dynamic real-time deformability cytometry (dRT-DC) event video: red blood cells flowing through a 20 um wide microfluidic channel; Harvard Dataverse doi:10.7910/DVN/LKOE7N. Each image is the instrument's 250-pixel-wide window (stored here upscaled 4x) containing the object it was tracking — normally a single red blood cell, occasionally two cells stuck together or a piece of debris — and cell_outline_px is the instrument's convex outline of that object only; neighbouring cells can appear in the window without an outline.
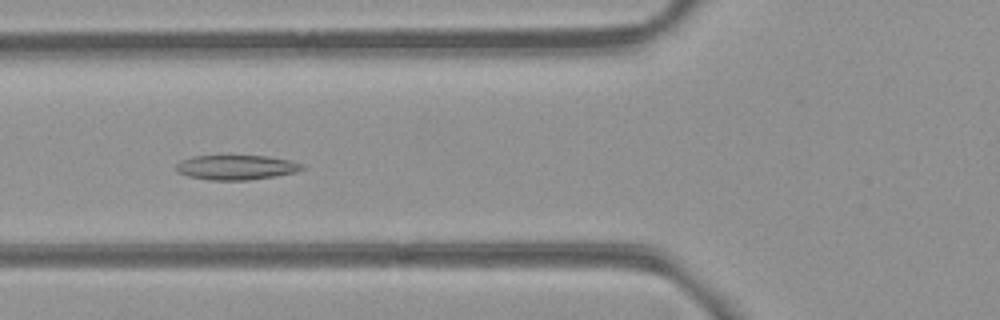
{"species": "common noctule bat (a hibernating species)", "species_latin": "Nyctalus noctula", "temperature_condition": "room temperature", "stored_images_in_passage": 53, "segment_of_instrument_passage": [1, 2], "camera_frame_rate_fps": 3000, "um_per_image_px": 0.085, "animal": {"sex": "female", "body_mass_g": 21.9}, "frame": {"image": 1, "passage_image": 19, "time_ms": 6.0, "image_size_px": [1000, 320], "cell_outline_px": [[308, 168], [296, 172], [276, 176], [248, 180], [208, 180], [188, 176], [176, 172], [176, 164], [180, 160], [192, 156], [268, 156], [288, 160], [304, 164]], "centroid_in_image_um": [20.09, 14.23], "position_along_channel_um": 105.7, "area_um2": 18.32}}
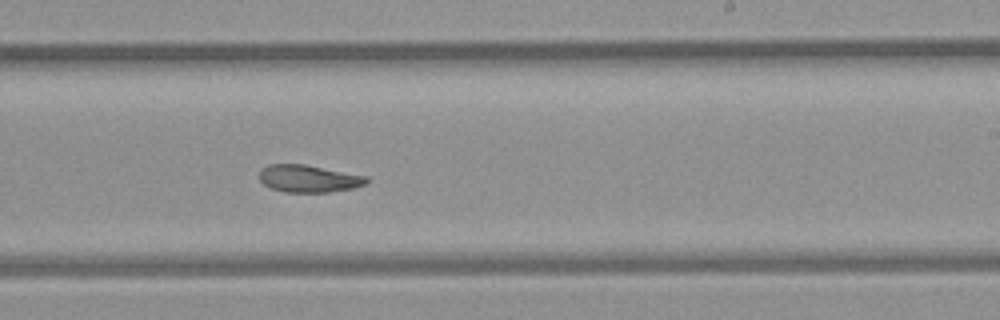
{"frame": {"image": 2, "passage_image": 31, "time_ms": 10.0, "image_size_px": [1000, 320], "cell_outline_px": [[372, 180], [368, 184], [352, 188], [328, 192], [284, 192], [272, 188], [264, 184], [260, 180], [260, 168], [268, 164], [304, 164], [368, 176]], "centroid_in_image_um": [26.28, 15.17], "position_along_channel_um": 262.7, "area_um2": 17.22}}
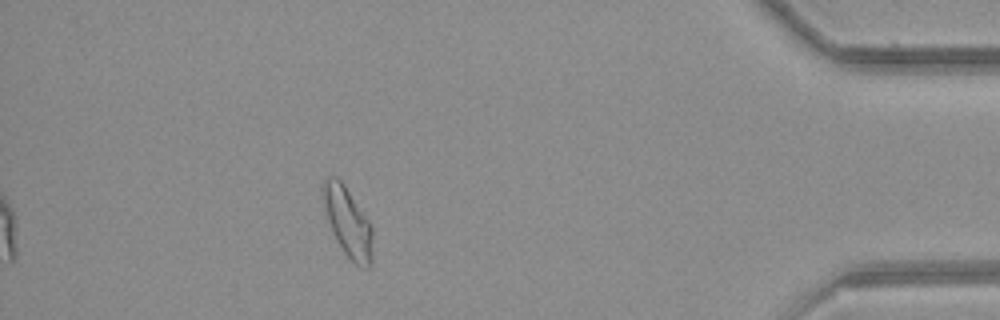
{"frame": {"image": 3, "passage_image": 46, "time_ms": 15.0, "image_size_px": [1000, 320], "cell_outline_px": [[372, 264], [368, 268], [360, 268], [348, 260], [332, 232], [324, 212], [320, 196], [320, 184], [324, 176], [336, 176], [344, 184], [372, 224]], "centroid_in_image_um": [29.52, 18.85], "position_along_channel_um": 405.7, "area_um2": 21.1}}